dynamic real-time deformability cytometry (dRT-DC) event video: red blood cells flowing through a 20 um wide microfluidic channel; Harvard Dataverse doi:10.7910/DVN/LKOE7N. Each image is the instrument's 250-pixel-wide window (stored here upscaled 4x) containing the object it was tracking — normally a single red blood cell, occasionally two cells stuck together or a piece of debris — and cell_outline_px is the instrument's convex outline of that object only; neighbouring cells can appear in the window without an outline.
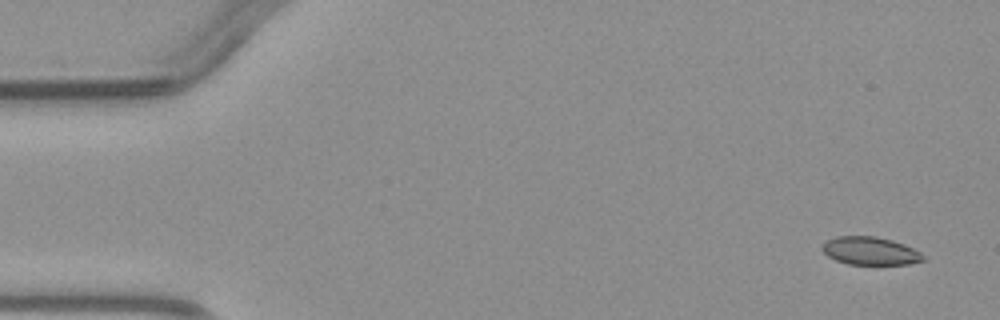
{"species": "common noctule bat (a hibernating species)", "species_latin": "Nyctalus noctula", "temperature_condition": "warm", "stored_images_in_passage": 4, "camera_frame_rate_fps": 3000, "um_per_image_px": 0.085, "animal": {"sex": "male", "body_mass_g": 23.1, "forearm_length_mm": 52.7}, "frame": {"image": 1, "passage_image": 1, "time_ms": 0.0, "image_size_px": [1000, 320], "cell_outline_px": [[924, 260], [908, 264], [848, 264], [836, 260], [828, 256], [820, 248], [824, 240], [836, 236], [876, 236], [892, 240], [904, 244], [920, 252], [924, 256]], "centroid_in_image_um": [73.92, 21.31], "position_along_channel_um": 11.1, "area_um2": 16.53}}
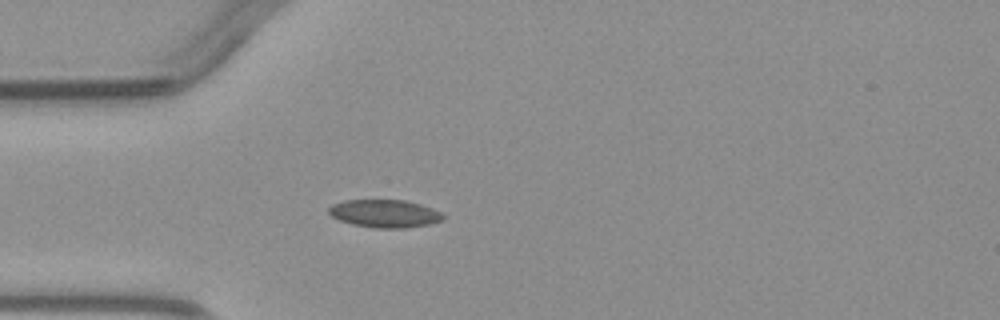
{"frame": {"image": 2, "passage_image": 4, "time_ms": 3.667, "image_size_px": [1000, 320], "cell_outline_px": [[444, 220], [432, 224], [404, 228], [376, 228], [352, 224], [340, 220], [332, 216], [328, 212], [328, 208], [332, 204], [344, 200], [404, 200], [420, 204], [432, 208], [440, 212], [444, 216]], "centroid_in_image_um": [32.71, 18.15], "position_along_channel_um": 52.3, "area_um2": 18.61}}